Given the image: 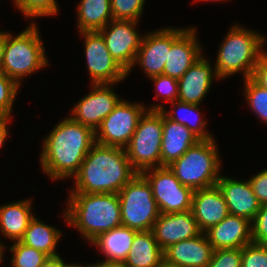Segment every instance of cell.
Returning a JSON list of instances; mask_svg holds the SVG:
<instances>
[{"mask_svg":"<svg viewBox=\"0 0 267 267\" xmlns=\"http://www.w3.org/2000/svg\"><path fill=\"white\" fill-rule=\"evenodd\" d=\"M155 84L156 96L163 97V101L174 102L178 99V80L165 75H157L149 78Z\"/></svg>","mask_w":267,"mask_h":267,"instance_id":"35","label":"cell"},{"mask_svg":"<svg viewBox=\"0 0 267 267\" xmlns=\"http://www.w3.org/2000/svg\"><path fill=\"white\" fill-rule=\"evenodd\" d=\"M5 43H6V32L1 31L0 32V71H1L3 58H4Z\"/></svg>","mask_w":267,"mask_h":267,"instance_id":"42","label":"cell"},{"mask_svg":"<svg viewBox=\"0 0 267 267\" xmlns=\"http://www.w3.org/2000/svg\"><path fill=\"white\" fill-rule=\"evenodd\" d=\"M141 174L151 185L160 213L191 210L194 190L183 185L168 166L147 169Z\"/></svg>","mask_w":267,"mask_h":267,"instance_id":"9","label":"cell"},{"mask_svg":"<svg viewBox=\"0 0 267 267\" xmlns=\"http://www.w3.org/2000/svg\"><path fill=\"white\" fill-rule=\"evenodd\" d=\"M210 60L204 54L178 80L179 101L200 105L209 93L213 79H219Z\"/></svg>","mask_w":267,"mask_h":267,"instance_id":"16","label":"cell"},{"mask_svg":"<svg viewBox=\"0 0 267 267\" xmlns=\"http://www.w3.org/2000/svg\"><path fill=\"white\" fill-rule=\"evenodd\" d=\"M217 185L224 196L229 214L252 222L261 204L253 193L249 180L243 181L220 175Z\"/></svg>","mask_w":267,"mask_h":267,"instance_id":"17","label":"cell"},{"mask_svg":"<svg viewBox=\"0 0 267 267\" xmlns=\"http://www.w3.org/2000/svg\"><path fill=\"white\" fill-rule=\"evenodd\" d=\"M7 246L3 245L2 242L0 241V263L2 262L3 260V255L5 254L3 251L4 249H6Z\"/></svg>","mask_w":267,"mask_h":267,"instance_id":"44","label":"cell"},{"mask_svg":"<svg viewBox=\"0 0 267 267\" xmlns=\"http://www.w3.org/2000/svg\"><path fill=\"white\" fill-rule=\"evenodd\" d=\"M95 143V132L88 126L63 118L43 139L40 165L50 179L73 178L79 171L90 148Z\"/></svg>","mask_w":267,"mask_h":267,"instance_id":"1","label":"cell"},{"mask_svg":"<svg viewBox=\"0 0 267 267\" xmlns=\"http://www.w3.org/2000/svg\"><path fill=\"white\" fill-rule=\"evenodd\" d=\"M151 231L163 251L172 244L202 233L191 210L160 213Z\"/></svg>","mask_w":267,"mask_h":267,"instance_id":"15","label":"cell"},{"mask_svg":"<svg viewBox=\"0 0 267 267\" xmlns=\"http://www.w3.org/2000/svg\"><path fill=\"white\" fill-rule=\"evenodd\" d=\"M242 248L214 250L207 267H241Z\"/></svg>","mask_w":267,"mask_h":267,"instance_id":"36","label":"cell"},{"mask_svg":"<svg viewBox=\"0 0 267 267\" xmlns=\"http://www.w3.org/2000/svg\"><path fill=\"white\" fill-rule=\"evenodd\" d=\"M137 174L125 148L95 142L73 177L75 187L70 192L118 194Z\"/></svg>","mask_w":267,"mask_h":267,"instance_id":"2","label":"cell"},{"mask_svg":"<svg viewBox=\"0 0 267 267\" xmlns=\"http://www.w3.org/2000/svg\"><path fill=\"white\" fill-rule=\"evenodd\" d=\"M80 264L65 263L60 255L55 257H48L41 267H79Z\"/></svg>","mask_w":267,"mask_h":267,"instance_id":"41","label":"cell"},{"mask_svg":"<svg viewBox=\"0 0 267 267\" xmlns=\"http://www.w3.org/2000/svg\"><path fill=\"white\" fill-rule=\"evenodd\" d=\"M171 104L173 108L169 111L165 110L163 104H155L154 106L149 107L148 110H161V112L168 119H171L175 122H178L179 124L186 126L200 140H209L214 138L213 135H211L205 129L207 128V123L205 119H202V115H200V105L190 104L179 100H176Z\"/></svg>","mask_w":267,"mask_h":267,"instance_id":"26","label":"cell"},{"mask_svg":"<svg viewBox=\"0 0 267 267\" xmlns=\"http://www.w3.org/2000/svg\"><path fill=\"white\" fill-rule=\"evenodd\" d=\"M175 28L164 27L150 34H143L132 68L138 64L149 78L162 75L171 44L186 30Z\"/></svg>","mask_w":267,"mask_h":267,"instance_id":"13","label":"cell"},{"mask_svg":"<svg viewBox=\"0 0 267 267\" xmlns=\"http://www.w3.org/2000/svg\"><path fill=\"white\" fill-rule=\"evenodd\" d=\"M14 4L26 19L55 16L59 13L56 0H14Z\"/></svg>","mask_w":267,"mask_h":267,"instance_id":"31","label":"cell"},{"mask_svg":"<svg viewBox=\"0 0 267 267\" xmlns=\"http://www.w3.org/2000/svg\"><path fill=\"white\" fill-rule=\"evenodd\" d=\"M146 0H111L114 20H132L139 22Z\"/></svg>","mask_w":267,"mask_h":267,"instance_id":"32","label":"cell"},{"mask_svg":"<svg viewBox=\"0 0 267 267\" xmlns=\"http://www.w3.org/2000/svg\"><path fill=\"white\" fill-rule=\"evenodd\" d=\"M252 242L267 244V204L261 205L251 222Z\"/></svg>","mask_w":267,"mask_h":267,"instance_id":"37","label":"cell"},{"mask_svg":"<svg viewBox=\"0 0 267 267\" xmlns=\"http://www.w3.org/2000/svg\"><path fill=\"white\" fill-rule=\"evenodd\" d=\"M265 41V36L256 30L232 25L218 50L214 66L217 77L222 80L241 72L244 79L251 78L257 62L267 51Z\"/></svg>","mask_w":267,"mask_h":267,"instance_id":"4","label":"cell"},{"mask_svg":"<svg viewBox=\"0 0 267 267\" xmlns=\"http://www.w3.org/2000/svg\"><path fill=\"white\" fill-rule=\"evenodd\" d=\"M12 116L6 114H0V148H2L4 141L9 135V121L11 122Z\"/></svg>","mask_w":267,"mask_h":267,"instance_id":"40","label":"cell"},{"mask_svg":"<svg viewBox=\"0 0 267 267\" xmlns=\"http://www.w3.org/2000/svg\"><path fill=\"white\" fill-rule=\"evenodd\" d=\"M31 202L30 198L0 207V232L11 242L20 241L35 216L32 213Z\"/></svg>","mask_w":267,"mask_h":267,"instance_id":"24","label":"cell"},{"mask_svg":"<svg viewBox=\"0 0 267 267\" xmlns=\"http://www.w3.org/2000/svg\"><path fill=\"white\" fill-rule=\"evenodd\" d=\"M213 247L204 232L200 235L170 245L163 251L164 260L178 267H207Z\"/></svg>","mask_w":267,"mask_h":267,"instance_id":"21","label":"cell"},{"mask_svg":"<svg viewBox=\"0 0 267 267\" xmlns=\"http://www.w3.org/2000/svg\"><path fill=\"white\" fill-rule=\"evenodd\" d=\"M204 233L214 250L242 248L252 242L251 221L232 214Z\"/></svg>","mask_w":267,"mask_h":267,"instance_id":"19","label":"cell"},{"mask_svg":"<svg viewBox=\"0 0 267 267\" xmlns=\"http://www.w3.org/2000/svg\"><path fill=\"white\" fill-rule=\"evenodd\" d=\"M80 267H124V266L122 264L106 263V262L100 261V262H97L91 265L87 264V266H82L80 264Z\"/></svg>","mask_w":267,"mask_h":267,"instance_id":"43","label":"cell"},{"mask_svg":"<svg viewBox=\"0 0 267 267\" xmlns=\"http://www.w3.org/2000/svg\"><path fill=\"white\" fill-rule=\"evenodd\" d=\"M241 267H267V244L251 242L242 247Z\"/></svg>","mask_w":267,"mask_h":267,"instance_id":"34","label":"cell"},{"mask_svg":"<svg viewBox=\"0 0 267 267\" xmlns=\"http://www.w3.org/2000/svg\"><path fill=\"white\" fill-rule=\"evenodd\" d=\"M137 232V230L121 225L99 234L90 244L105 255L106 259L102 262L123 264Z\"/></svg>","mask_w":267,"mask_h":267,"instance_id":"23","label":"cell"},{"mask_svg":"<svg viewBox=\"0 0 267 267\" xmlns=\"http://www.w3.org/2000/svg\"><path fill=\"white\" fill-rule=\"evenodd\" d=\"M20 86L0 71V114L10 115Z\"/></svg>","mask_w":267,"mask_h":267,"instance_id":"33","label":"cell"},{"mask_svg":"<svg viewBox=\"0 0 267 267\" xmlns=\"http://www.w3.org/2000/svg\"><path fill=\"white\" fill-rule=\"evenodd\" d=\"M61 235L60 230L34 216L20 242L43 252L48 257H55L60 255L55 248Z\"/></svg>","mask_w":267,"mask_h":267,"instance_id":"28","label":"cell"},{"mask_svg":"<svg viewBox=\"0 0 267 267\" xmlns=\"http://www.w3.org/2000/svg\"><path fill=\"white\" fill-rule=\"evenodd\" d=\"M217 148L215 138L199 140L168 167L183 185L193 190L214 186L222 166Z\"/></svg>","mask_w":267,"mask_h":267,"instance_id":"6","label":"cell"},{"mask_svg":"<svg viewBox=\"0 0 267 267\" xmlns=\"http://www.w3.org/2000/svg\"><path fill=\"white\" fill-rule=\"evenodd\" d=\"M158 267H178V266L167 263L165 260H163Z\"/></svg>","mask_w":267,"mask_h":267,"instance_id":"45","label":"cell"},{"mask_svg":"<svg viewBox=\"0 0 267 267\" xmlns=\"http://www.w3.org/2000/svg\"><path fill=\"white\" fill-rule=\"evenodd\" d=\"M251 78L261 87L267 89V51L257 62Z\"/></svg>","mask_w":267,"mask_h":267,"instance_id":"39","label":"cell"},{"mask_svg":"<svg viewBox=\"0 0 267 267\" xmlns=\"http://www.w3.org/2000/svg\"><path fill=\"white\" fill-rule=\"evenodd\" d=\"M68 198L64 220L88 243L122 225L118 194L70 192Z\"/></svg>","mask_w":267,"mask_h":267,"instance_id":"3","label":"cell"},{"mask_svg":"<svg viewBox=\"0 0 267 267\" xmlns=\"http://www.w3.org/2000/svg\"><path fill=\"white\" fill-rule=\"evenodd\" d=\"M113 84H91V91L74 105L71 115L74 121L90 127L94 132L121 100Z\"/></svg>","mask_w":267,"mask_h":267,"instance_id":"14","label":"cell"},{"mask_svg":"<svg viewBox=\"0 0 267 267\" xmlns=\"http://www.w3.org/2000/svg\"><path fill=\"white\" fill-rule=\"evenodd\" d=\"M249 182L260 204H267V168L250 177Z\"/></svg>","mask_w":267,"mask_h":267,"instance_id":"38","label":"cell"},{"mask_svg":"<svg viewBox=\"0 0 267 267\" xmlns=\"http://www.w3.org/2000/svg\"><path fill=\"white\" fill-rule=\"evenodd\" d=\"M196 28L186 30L171 44L163 68V75L179 80L203 54Z\"/></svg>","mask_w":267,"mask_h":267,"instance_id":"18","label":"cell"},{"mask_svg":"<svg viewBox=\"0 0 267 267\" xmlns=\"http://www.w3.org/2000/svg\"><path fill=\"white\" fill-rule=\"evenodd\" d=\"M122 225L137 231H151L159 209L152 188L138 173L118 193Z\"/></svg>","mask_w":267,"mask_h":267,"instance_id":"8","label":"cell"},{"mask_svg":"<svg viewBox=\"0 0 267 267\" xmlns=\"http://www.w3.org/2000/svg\"><path fill=\"white\" fill-rule=\"evenodd\" d=\"M14 36L6 32L1 71L20 86L22 78L45 68L48 59L35 22Z\"/></svg>","mask_w":267,"mask_h":267,"instance_id":"5","label":"cell"},{"mask_svg":"<svg viewBox=\"0 0 267 267\" xmlns=\"http://www.w3.org/2000/svg\"><path fill=\"white\" fill-rule=\"evenodd\" d=\"M147 110L143 104L121 100L95 131V142L125 148L134 134L139 119Z\"/></svg>","mask_w":267,"mask_h":267,"instance_id":"10","label":"cell"},{"mask_svg":"<svg viewBox=\"0 0 267 267\" xmlns=\"http://www.w3.org/2000/svg\"><path fill=\"white\" fill-rule=\"evenodd\" d=\"M10 252L12 253L11 267H41L48 256L35 248L26 246L20 241L12 242Z\"/></svg>","mask_w":267,"mask_h":267,"instance_id":"30","label":"cell"},{"mask_svg":"<svg viewBox=\"0 0 267 267\" xmlns=\"http://www.w3.org/2000/svg\"><path fill=\"white\" fill-rule=\"evenodd\" d=\"M191 211L202 232L218 224L229 214L224 196L217 184L194 190Z\"/></svg>","mask_w":267,"mask_h":267,"instance_id":"20","label":"cell"},{"mask_svg":"<svg viewBox=\"0 0 267 267\" xmlns=\"http://www.w3.org/2000/svg\"><path fill=\"white\" fill-rule=\"evenodd\" d=\"M76 13L79 33L99 31L114 20L111 0H81Z\"/></svg>","mask_w":267,"mask_h":267,"instance_id":"27","label":"cell"},{"mask_svg":"<svg viewBox=\"0 0 267 267\" xmlns=\"http://www.w3.org/2000/svg\"><path fill=\"white\" fill-rule=\"evenodd\" d=\"M199 1H201V2L202 1H212V2L215 1V2H218V1H225V0H199Z\"/></svg>","mask_w":267,"mask_h":267,"instance_id":"46","label":"cell"},{"mask_svg":"<svg viewBox=\"0 0 267 267\" xmlns=\"http://www.w3.org/2000/svg\"><path fill=\"white\" fill-rule=\"evenodd\" d=\"M162 131L161 110H146L125 147L131 166L137 173L161 166Z\"/></svg>","mask_w":267,"mask_h":267,"instance_id":"7","label":"cell"},{"mask_svg":"<svg viewBox=\"0 0 267 267\" xmlns=\"http://www.w3.org/2000/svg\"><path fill=\"white\" fill-rule=\"evenodd\" d=\"M132 20H112L98 32L105 40L112 57L129 75L140 47L142 35L137 32V24Z\"/></svg>","mask_w":267,"mask_h":267,"instance_id":"12","label":"cell"},{"mask_svg":"<svg viewBox=\"0 0 267 267\" xmlns=\"http://www.w3.org/2000/svg\"><path fill=\"white\" fill-rule=\"evenodd\" d=\"M244 96L252 112L267 125V89L261 87L252 78L243 79Z\"/></svg>","mask_w":267,"mask_h":267,"instance_id":"29","label":"cell"},{"mask_svg":"<svg viewBox=\"0 0 267 267\" xmlns=\"http://www.w3.org/2000/svg\"><path fill=\"white\" fill-rule=\"evenodd\" d=\"M199 140L186 126L163 114L161 166H169Z\"/></svg>","mask_w":267,"mask_h":267,"instance_id":"22","label":"cell"},{"mask_svg":"<svg viewBox=\"0 0 267 267\" xmlns=\"http://www.w3.org/2000/svg\"><path fill=\"white\" fill-rule=\"evenodd\" d=\"M85 43V57L92 84H117L127 78V72L112 57L98 31L80 32Z\"/></svg>","mask_w":267,"mask_h":267,"instance_id":"11","label":"cell"},{"mask_svg":"<svg viewBox=\"0 0 267 267\" xmlns=\"http://www.w3.org/2000/svg\"><path fill=\"white\" fill-rule=\"evenodd\" d=\"M164 260L152 231H138L122 264L124 267H158Z\"/></svg>","mask_w":267,"mask_h":267,"instance_id":"25","label":"cell"}]
</instances>
